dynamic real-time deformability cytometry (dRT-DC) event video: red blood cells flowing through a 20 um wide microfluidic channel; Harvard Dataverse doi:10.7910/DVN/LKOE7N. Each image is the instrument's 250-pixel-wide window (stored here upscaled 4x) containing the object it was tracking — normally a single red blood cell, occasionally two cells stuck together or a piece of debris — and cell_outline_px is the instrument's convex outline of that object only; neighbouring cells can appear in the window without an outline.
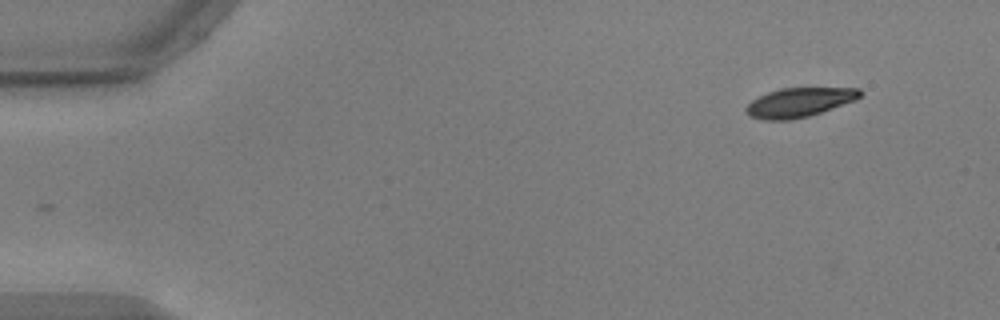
{"species": "common noctule bat (a hibernating species)", "species_latin": "Nyctalus noctula", "temperature_condition": "warm", "stored_images_in_passage": 11, "camera_frame_rate_fps": 3000, "um_per_image_px": 0.085, "animal": {"sex": "male", "body_mass_g": 17.9, "forearm_length_mm": 54.2}, "frame": {"image": 1, "passage_image": 1, "time_ms": 0.0, "image_size_px": [1000, 320], "cell_outline_px": [[864, 92], [856, 100], [808, 116], [788, 120], [764, 120], [748, 116], [744, 108], [752, 100], [768, 92], [780, 88], [860, 88]], "centroid_in_image_um": [67.92, 8.7], "position_along_channel_um": 17.1, "area_um2": 19.36}}